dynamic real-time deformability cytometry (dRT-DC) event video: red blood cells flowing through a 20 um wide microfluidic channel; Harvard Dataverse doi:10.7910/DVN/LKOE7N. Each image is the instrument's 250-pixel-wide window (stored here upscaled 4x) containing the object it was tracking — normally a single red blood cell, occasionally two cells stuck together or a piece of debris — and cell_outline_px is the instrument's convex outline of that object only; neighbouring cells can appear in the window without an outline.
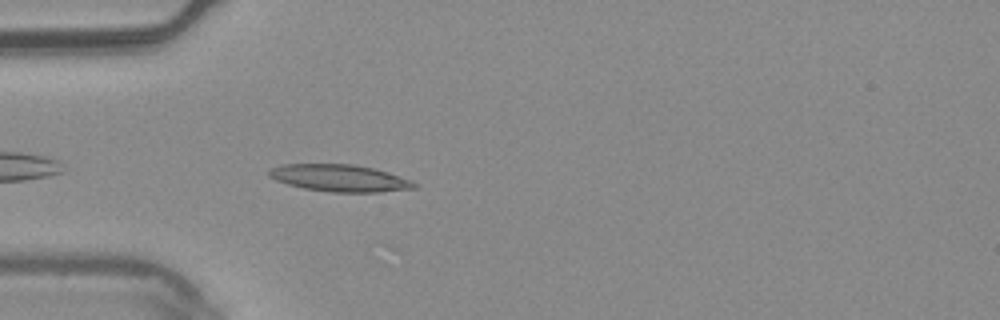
{"species": "common noctule bat (a hibernating species)", "species_latin": "Nyctalus noctula", "temperature_condition": "warm", "stored_images_in_passage": 4, "camera_frame_rate_fps": 3000, "um_per_image_px": 0.085, "animal": {"sex": "male", "body_mass_g": 20.4}, "frame": {"image": 1, "passage_image": 4, "time_ms": 1.0, "image_size_px": [1000, 320], "cell_outline_px": [[416, 188], [380, 192], [332, 192], [304, 188], [288, 184], [276, 180], [268, 176], [268, 172], [272, 168], [280, 164], [352, 164], [372, 168], [388, 172], [412, 180], [416, 184]], "centroid_in_image_um": [28.87, 15.13], "position_along_channel_um": 56.1, "area_um2": 22.77}}